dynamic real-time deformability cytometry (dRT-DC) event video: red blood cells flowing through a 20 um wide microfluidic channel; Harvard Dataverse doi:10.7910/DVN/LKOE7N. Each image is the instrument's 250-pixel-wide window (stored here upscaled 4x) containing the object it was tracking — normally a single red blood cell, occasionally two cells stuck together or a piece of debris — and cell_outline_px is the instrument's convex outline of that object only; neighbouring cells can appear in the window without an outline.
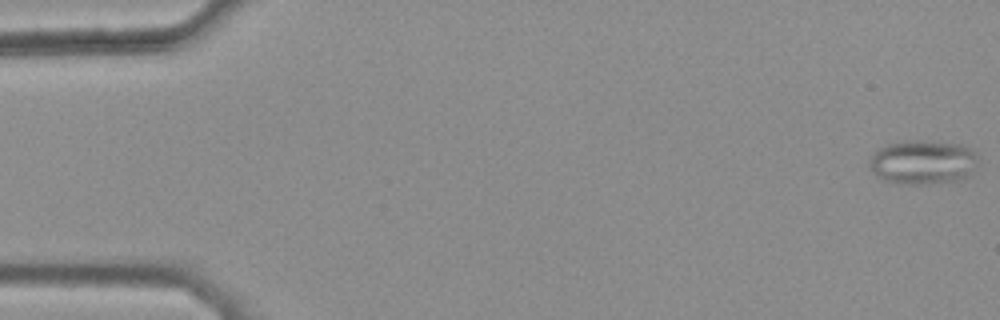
{"species": "common noctule bat (a hibernating species)", "species_latin": "Nyctalus noctula", "temperature_condition": "warm", "stored_images_in_passage": 11, "camera_frame_rate_fps": 3000, "um_per_image_px": 0.085, "animal": {"sex": "female", "body_mass_g": 25.1}, "frame": {"image": 1, "passage_image": 1, "time_ms": 0.0, "image_size_px": [1000, 320], "cell_outline_px": [[976, 164], [964, 180], [924, 184], [908, 184], [884, 180], [872, 172], [872, 156], [880, 148], [888, 144], [904, 140], [928, 140], [964, 144], [972, 148], [976, 152]], "centroid_in_image_um": [78.51, 13.76], "position_along_channel_um": 6.5, "area_um2": 27.98}}